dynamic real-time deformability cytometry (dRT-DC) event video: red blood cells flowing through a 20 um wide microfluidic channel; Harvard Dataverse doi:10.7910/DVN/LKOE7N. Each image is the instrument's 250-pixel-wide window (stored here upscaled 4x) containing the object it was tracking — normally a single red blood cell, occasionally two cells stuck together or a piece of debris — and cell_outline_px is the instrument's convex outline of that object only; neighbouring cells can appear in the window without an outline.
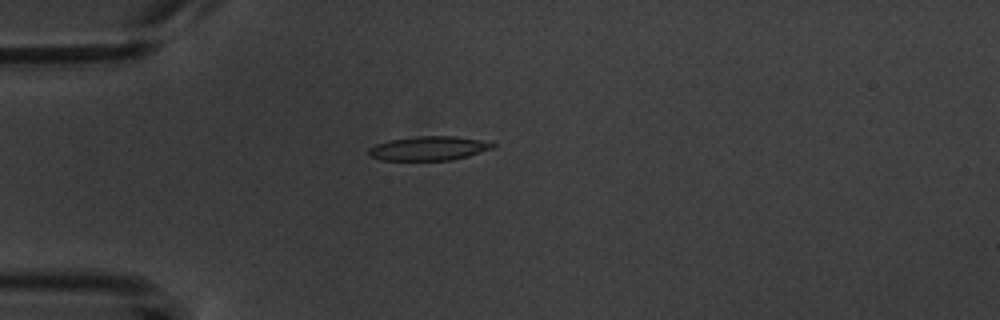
{"species": "common noctule bat (a hibernating species)", "species_latin": "Nyctalus noctula", "temperature_condition": "warm", "stored_images_in_passage": 8, "camera_frame_rate_fps": 3000, "um_per_image_px": 0.085, "animal": {"sex": "male", "body_mass_g": 20.1, "forearm_length_mm": 53.5}, "frame": {"image": 1, "passage_image": 5, "time_ms": 5.0, "image_size_px": [1000, 320], "cell_outline_px": [[496, 148], [468, 156], [448, 160], [380, 160], [372, 156], [368, 152], [368, 148], [376, 144], [388, 140], [416, 136], [452, 136], [480, 140], [496, 144]], "centroid_in_image_um": [36.45, 12.61], "position_along_channel_um": 48.6, "area_um2": 17.4}}
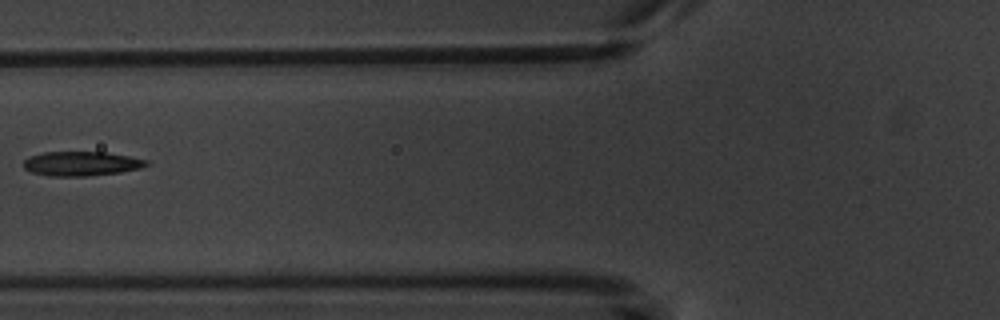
{"frame": {"image": 2, "passage_image": 7, "time_ms": 7.333, "image_size_px": [1000, 320], "cell_outline_px": [[148, 164], [140, 168], [120, 172], [88, 176], [48, 176], [32, 172], [24, 168], [24, 160], [28, 156], [44, 152], [104, 152], [128, 156], [148, 160]], "centroid_in_image_um": [6.88, 13.91], "position_along_channel_um": 118.9, "area_um2": 17.4}}
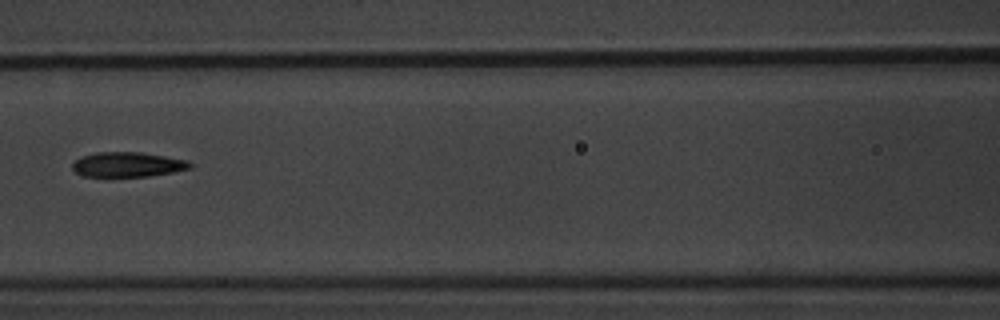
{"frame": {"image": 3, "passage_image": 8, "time_ms": 8.333, "image_size_px": [1000, 320], "cell_outline_px": [[192, 168], [172, 172], [148, 176], [84, 176], [76, 172], [72, 168], [72, 164], [80, 156], [96, 152], [140, 152], [188, 160], [192, 164]], "centroid_in_image_um": [10.85, 13.97], "position_along_channel_um": 155.8, "area_um2": 16.94}}